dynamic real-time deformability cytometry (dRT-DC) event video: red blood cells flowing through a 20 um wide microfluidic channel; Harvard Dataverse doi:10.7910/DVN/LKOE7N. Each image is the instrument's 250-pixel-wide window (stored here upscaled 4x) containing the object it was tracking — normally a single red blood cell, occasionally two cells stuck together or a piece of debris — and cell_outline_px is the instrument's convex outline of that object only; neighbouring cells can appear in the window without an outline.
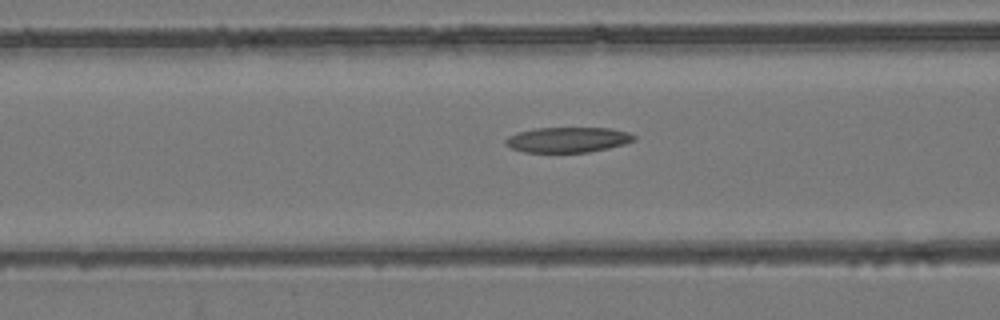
{"species": "common noctule bat (a hibernating species)", "species_latin": "Nyctalus noctula", "temperature_condition": "room temperature", "stored_images_in_passage": 35, "camera_frame_rate_fps": 3000, "um_per_image_px": 0.085, "animal": {"sex": "female", "body_mass_g": 24.6, "forearm_length_mm": 56.2}, "frame": {"image": 1, "passage_image": 13, "time_ms": 4.0, "image_size_px": [1000, 320], "cell_outline_px": [[636, 140], [624, 144], [608, 148], [588, 152], [524, 152], [512, 148], [504, 144], [504, 140], [508, 136], [516, 132], [536, 128], [612, 128], [628, 132], [636, 136]], "centroid_in_image_um": [48.25, 11.87], "position_along_channel_um": 118.3, "area_um2": 19.02}}
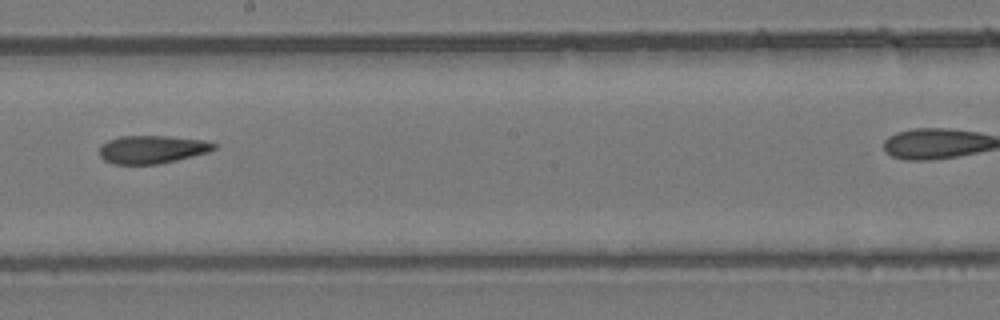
{"frame": {"image": 2, "passage_image": 22, "time_ms": 7.0, "image_size_px": [1000, 320], "cell_outline_px": [[216, 148], [208, 152], [160, 164], [112, 164], [104, 160], [100, 156], [100, 144], [108, 140], [120, 136], [168, 136], [208, 140], [216, 144]], "centroid_in_image_um": [12.92, 12.69], "position_along_channel_um": 235.3, "area_um2": 18.84}}
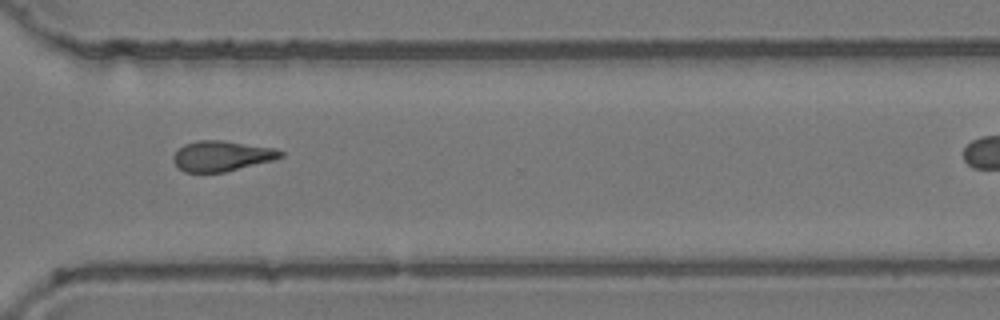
{"frame": {"image": 3, "passage_image": 31, "time_ms": 10.0, "image_size_px": [1000, 320], "cell_outline_px": [[284, 156], [272, 160], [224, 172], [184, 172], [172, 160], [172, 156], [184, 144], [196, 140], [220, 140], [276, 148], [284, 152]], "centroid_in_image_um": [18.84, 13.25], "position_along_channel_um": 351.8, "area_um2": 18.84}}